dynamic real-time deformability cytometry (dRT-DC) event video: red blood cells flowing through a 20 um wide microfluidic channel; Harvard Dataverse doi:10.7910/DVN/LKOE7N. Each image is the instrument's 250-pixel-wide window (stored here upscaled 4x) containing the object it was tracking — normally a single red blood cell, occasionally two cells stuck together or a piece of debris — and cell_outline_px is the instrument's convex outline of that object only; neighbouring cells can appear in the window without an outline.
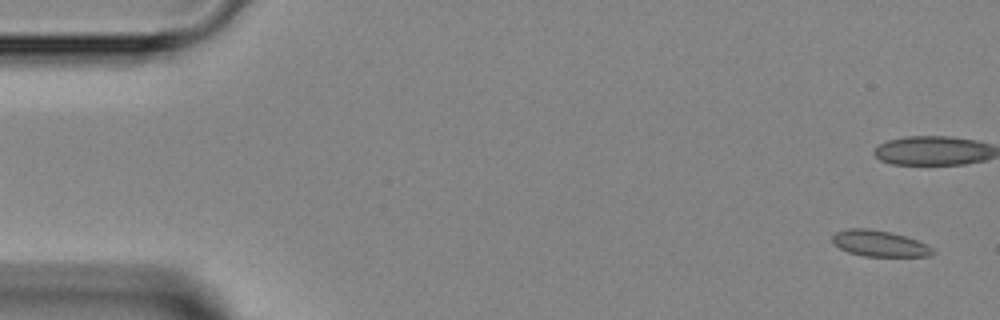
{"species": "Egyptian fruit bat (a non-hibernating species)", "species_latin": "Rousettus aegyptiacus", "temperature_condition": "room temperature", "stored_images_in_passage": 5, "segment_of_instrument_passage": [2, 2], "camera_frame_rate_fps": 3000, "um_per_image_px": 0.085, "animal": {"sex": "female"}, "frame": {"image": 1, "passage_image": 5, "time_ms": 4.667, "image_size_px": [1000, 320], "cell_outline_px": [[932, 256], [864, 256], [848, 252], [840, 248], [832, 240], [832, 236], [836, 232], [848, 228], [868, 228], [888, 232], [904, 236], [916, 240], [932, 248]], "centroid_in_image_um": [74.71, 20.69], "position_along_channel_um": 10.3, "area_um2": 14.91}}